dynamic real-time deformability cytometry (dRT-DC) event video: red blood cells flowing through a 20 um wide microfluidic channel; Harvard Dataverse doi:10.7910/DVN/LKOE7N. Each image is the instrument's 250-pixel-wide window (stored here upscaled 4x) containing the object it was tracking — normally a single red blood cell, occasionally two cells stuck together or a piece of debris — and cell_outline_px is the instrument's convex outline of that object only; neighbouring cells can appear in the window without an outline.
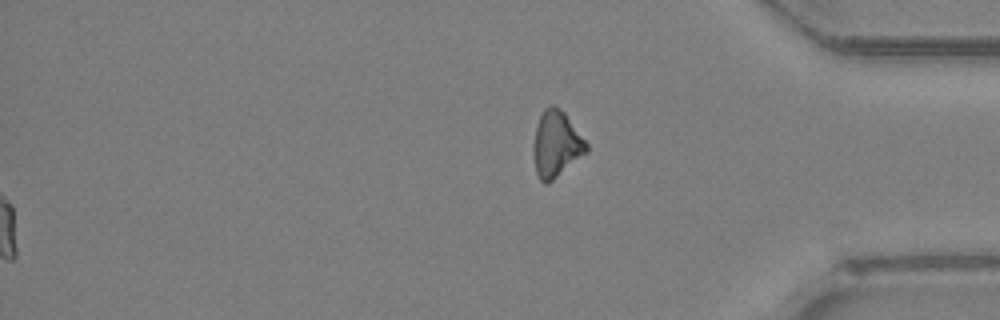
{"species": "Egyptian fruit bat (a non-hibernating species)", "species_latin": "Rousettus aegyptiacus", "temperature_condition": "room temperature", "stored_images_in_passage": 43, "camera_frame_rate_fps": 3000, "um_per_image_px": 0.085, "animal": {"sex": "female"}, "frame": {"image": 1, "passage_image": 43, "time_ms": 14.0, "image_size_px": [1000, 320], "cell_outline_px": [[588, 152], [548, 184], [544, 184], [540, 180], [536, 172], [532, 152], [532, 144], [536, 128], [540, 116], [544, 108], [552, 104], [556, 104], [564, 112], [588, 144]], "centroid_in_image_um": [47.27, 12.26], "position_along_channel_um": 387.9, "area_um2": 20.63}}